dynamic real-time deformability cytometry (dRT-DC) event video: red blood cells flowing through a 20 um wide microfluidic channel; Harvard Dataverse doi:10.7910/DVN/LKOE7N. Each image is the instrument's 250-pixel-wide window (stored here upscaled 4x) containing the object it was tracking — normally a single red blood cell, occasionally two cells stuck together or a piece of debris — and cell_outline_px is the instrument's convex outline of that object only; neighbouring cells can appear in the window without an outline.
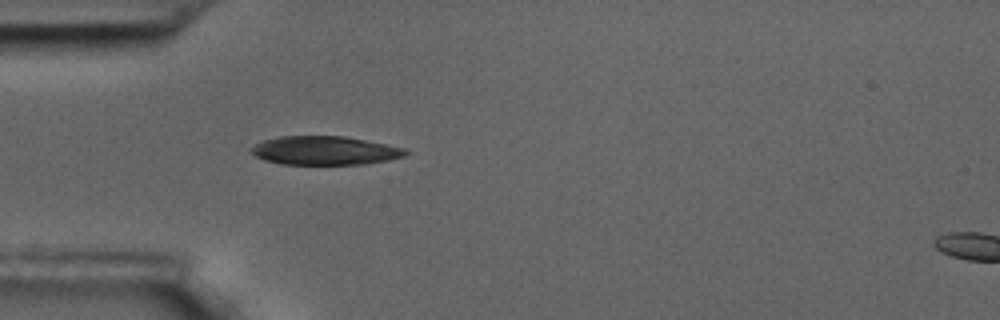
{"species": "common noctule bat (a hibernating species)", "species_latin": "Nyctalus noctula", "temperature_condition": "room temperature", "stored_images_in_passage": 5, "camera_frame_rate_fps": 3000, "um_per_image_px": 0.085, "animal": {"sex": "male", "body_mass_g": 17.5, "forearm_length_mm": 52.3}, "frame": {"image": 1, "passage_image": 1, "time_ms": 0.0, "image_size_px": [1000, 320], "cell_outline_px": [[408, 152], [404, 156], [388, 160], [364, 164], [280, 164], [264, 160], [248, 152], [248, 148], [264, 140], [280, 136], [344, 136], [404, 148]], "centroid_in_image_um": [27.54, 12.8], "position_along_channel_um": 57.5, "area_um2": 25.72}}